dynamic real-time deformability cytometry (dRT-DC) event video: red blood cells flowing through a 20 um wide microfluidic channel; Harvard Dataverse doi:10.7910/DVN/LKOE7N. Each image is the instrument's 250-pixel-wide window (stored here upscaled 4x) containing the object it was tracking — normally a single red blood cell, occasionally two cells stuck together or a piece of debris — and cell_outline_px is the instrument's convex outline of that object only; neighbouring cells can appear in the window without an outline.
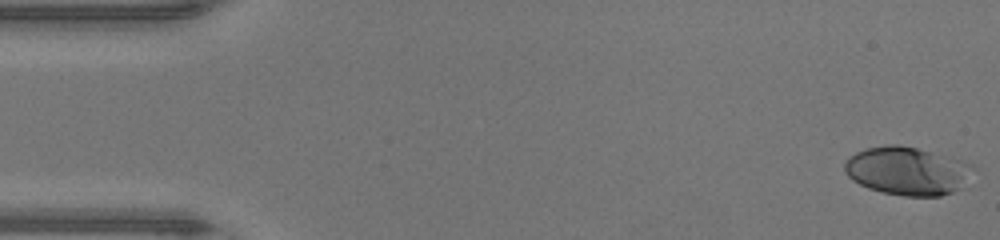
{"species": "human", "species_latin": "Homo sapiens", "temperature_condition": "warm", "stored_images_in_passage": 48, "camera_frame_rate_fps": 3000, "um_per_image_px": 0.085, "donor": {"sex": "male"}, "frame": {"image": 1, "passage_image": 1, "time_ms": 0.0, "image_size_px": [1000, 240], "cell_outline_px": [[976, 168], [968, 188], [940, 196], [904, 196], [884, 192], [868, 188], [852, 180], [844, 172], [844, 160], [848, 156], [856, 152], [868, 148], [888, 144], [896, 144], [916, 148], [960, 160], [972, 164]], "centroid_in_image_um": [77.19, 14.55], "position_along_channel_um": 7.8, "area_um2": 36.76}}
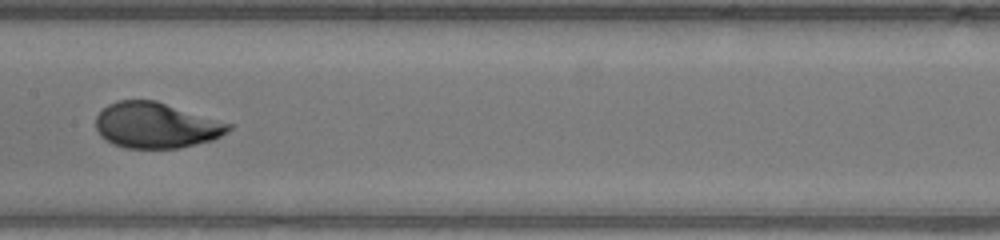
{"frame": {"image": 2, "passage_image": 24, "time_ms": 7.667, "image_size_px": [1000, 240], "cell_outline_px": [[232, 128], [220, 136], [212, 140], [180, 148], [128, 148], [116, 144], [100, 136], [96, 128], [96, 116], [108, 104], [116, 100], [156, 100], [232, 124]], "centroid_in_image_um": [13.26, 10.64], "position_along_channel_um": 194.1, "area_um2": 35.14}}
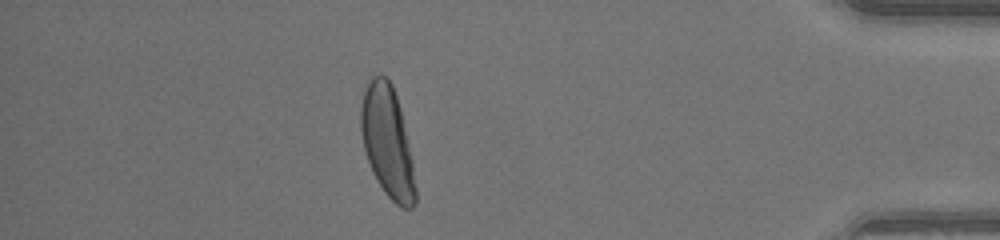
{"frame": {"image": 3, "passage_image": 42, "time_ms": 13.667, "image_size_px": [1000, 240], "cell_outline_px": [[416, 204], [412, 208], [400, 208], [384, 192], [376, 180], [372, 172], [364, 148], [360, 132], [360, 104], [364, 92], [372, 76], [380, 72], [388, 76], [392, 84], [400, 108], [408, 140], [412, 160], [416, 188]], "centroid_in_image_um": [32.92, 12.04], "position_along_channel_um": 402.3, "area_um2": 35.6}, "authors_computed_cell_mechanics": {"area_um2": 35.0557, "velocity_mm_per_s": 4.2937, "shape_relaxation_time_tau1_ms": 3.2097, "shape_relaxation_time_tau2_ms": null, "deformation_change_tau1": 0.1956, "deformation_change_tau2": null}}